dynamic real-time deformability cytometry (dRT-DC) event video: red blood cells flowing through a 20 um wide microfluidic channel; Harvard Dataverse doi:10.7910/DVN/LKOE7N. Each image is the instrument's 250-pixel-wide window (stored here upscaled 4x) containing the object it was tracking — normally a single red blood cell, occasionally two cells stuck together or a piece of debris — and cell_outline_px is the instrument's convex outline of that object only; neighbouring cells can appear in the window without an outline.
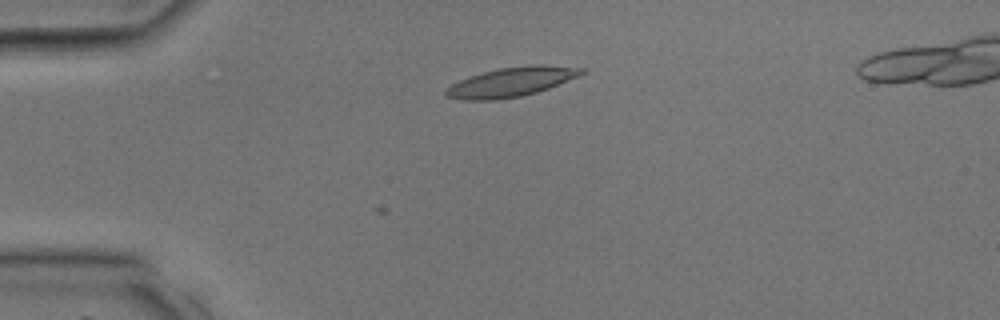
{"species": "common noctule bat (a hibernating species)", "species_latin": "Nyctalus noctula", "temperature_condition": "room temperature", "stored_images_in_passage": 17, "camera_frame_rate_fps": 3000, "um_per_image_px": 0.085, "animal": {"sex": "male", "body_mass_g": 17.9, "forearm_length_mm": 54.2}, "frame": {"image": 1, "passage_image": 7, "time_ms": 2.0, "image_size_px": [1000, 320], "cell_outline_px": [[584, 72], [576, 76], [548, 88], [536, 92], [520, 96], [496, 100], [464, 100], [448, 96], [444, 92], [452, 84], [460, 80], [484, 72], [500, 68], [532, 64], [536, 64], [584, 68]], "centroid_in_image_um": [43.44, 6.97], "position_along_channel_um": 41.6, "area_um2": 22.6}}
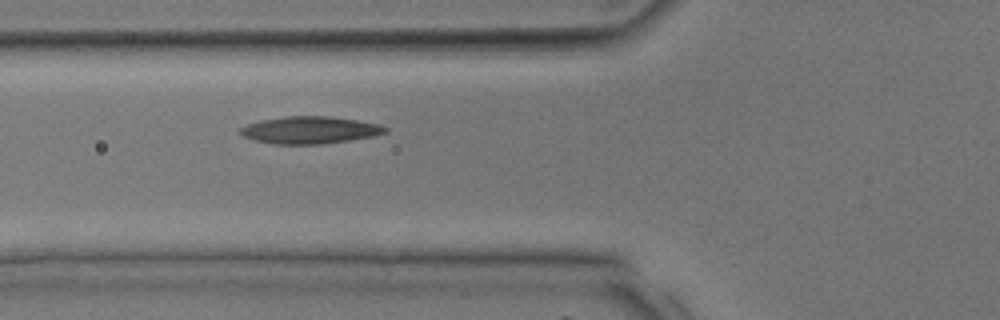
{"frame": {"image": 2, "passage_image": 12, "time_ms": 3.667, "image_size_px": [1000, 320], "cell_outline_px": [[388, 132], [376, 136], [324, 144], [272, 144], [256, 140], [244, 136], [240, 132], [240, 128], [248, 124], [260, 120], [284, 116], [332, 116], [380, 124], [388, 128]], "centroid_in_image_um": [26.39, 11.05], "position_along_channel_um": 99.4, "area_um2": 23.12}}